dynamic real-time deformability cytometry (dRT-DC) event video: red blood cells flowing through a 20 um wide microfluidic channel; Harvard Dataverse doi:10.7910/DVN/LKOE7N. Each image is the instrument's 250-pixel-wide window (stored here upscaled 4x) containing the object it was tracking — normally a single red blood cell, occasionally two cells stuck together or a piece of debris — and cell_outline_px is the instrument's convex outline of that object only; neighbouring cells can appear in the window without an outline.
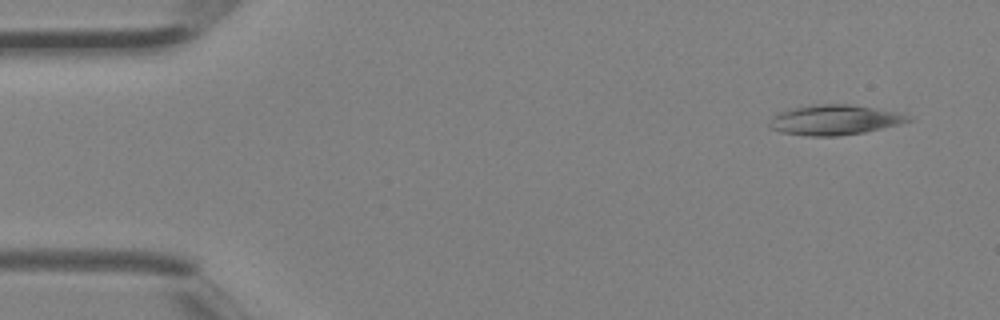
{"species": "Egyptian fruit bat (a non-hibernating species)", "species_latin": "Rousettus aegyptiacus", "temperature_condition": "room temperature", "stored_images_in_passage": 3, "camera_frame_rate_fps": 3000, "um_per_image_px": 0.085, "animal": {"sex": "female"}, "frame": {"image": 1, "passage_image": 1, "time_ms": 0.0, "image_size_px": [1000, 320], "cell_outline_px": [[912, 120], [900, 124], [864, 132], [836, 136], [808, 136], [780, 132], [768, 128], [768, 124], [772, 116], [788, 108], [812, 104], [852, 104], [896, 112], [908, 116]], "centroid_in_image_um": [70.86, 10.19], "position_along_channel_um": 14.1, "area_um2": 24.39}}